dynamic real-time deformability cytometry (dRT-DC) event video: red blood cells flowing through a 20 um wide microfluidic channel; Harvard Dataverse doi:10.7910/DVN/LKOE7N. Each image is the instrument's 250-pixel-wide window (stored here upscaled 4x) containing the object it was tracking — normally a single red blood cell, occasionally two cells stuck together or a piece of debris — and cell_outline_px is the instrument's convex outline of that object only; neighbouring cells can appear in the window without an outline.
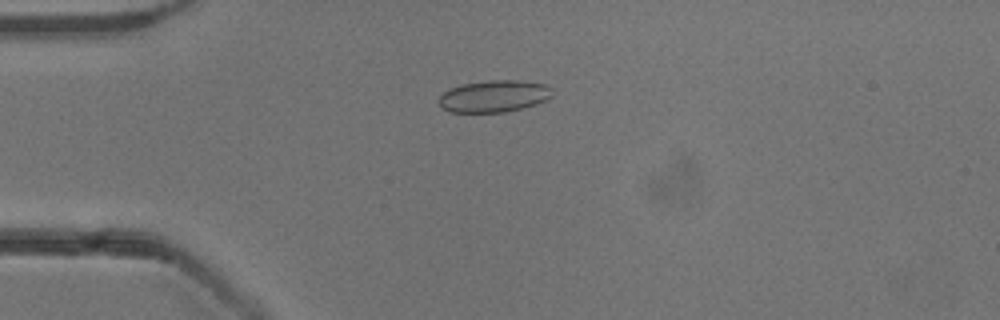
{"species": "common noctule bat (a hibernating species)", "species_latin": "Nyctalus noctula", "temperature_condition": "cold", "stored_images_in_passage": 15, "camera_frame_rate_fps": 3000, "um_per_image_px": 0.085, "animal": {"sex": "male", "body_mass_g": 13.3}, "frame": {"image": 1, "passage_image": 3, "time_ms": 0.667, "image_size_px": [1000, 320], "cell_outline_px": [[552, 96], [548, 100], [524, 108], [504, 112], [448, 112], [436, 100], [448, 88], [460, 84], [488, 80], [520, 80], [548, 84], [552, 88]], "centroid_in_image_um": [42.01, 8.16], "position_along_channel_um": 43.0, "area_um2": 21.5}}
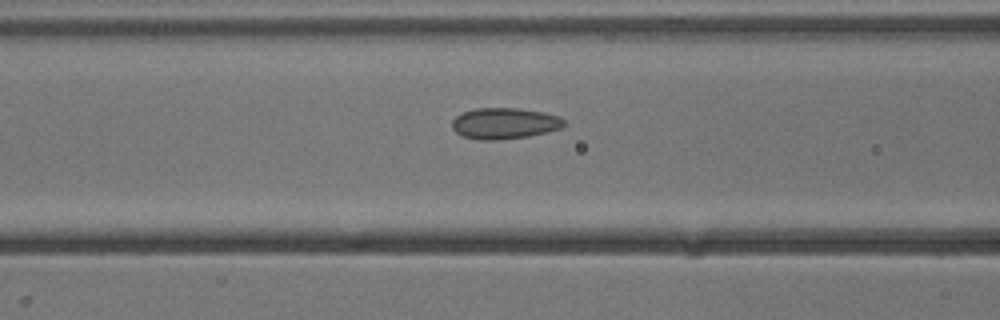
{"frame": {"image": 2, "passage_image": 11, "time_ms": 3.333, "image_size_px": [1000, 320], "cell_outline_px": [[564, 124], [560, 128], [548, 132], [528, 136], [496, 140], [476, 140], [464, 136], [456, 132], [452, 128], [452, 120], [456, 116], [464, 112], [476, 108], [516, 108], [544, 112], [560, 116], [564, 120]], "centroid_in_image_um": [42.88, 10.49], "position_along_channel_um": 123.7, "area_um2": 20.29}}
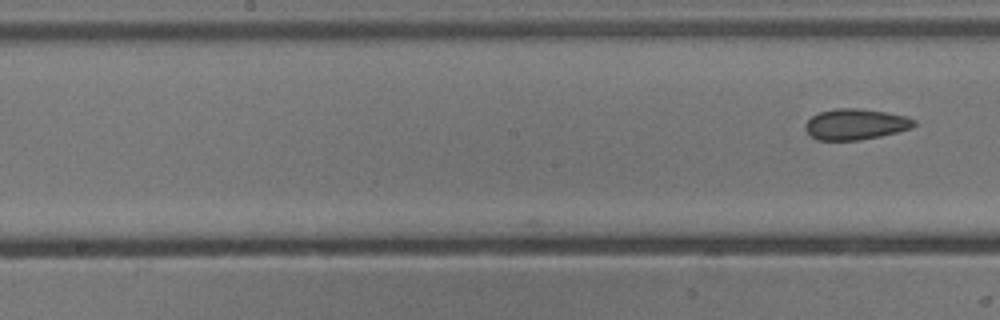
{"frame": {"image": 3, "passage_image": 15, "time_ms": 4.667, "image_size_px": [1000, 320], "cell_outline_px": [[916, 124], [912, 128], [880, 136], [860, 140], [816, 140], [804, 128], [804, 124], [812, 116], [820, 112], [836, 108], [860, 108], [888, 112], [904, 116], [916, 120]], "centroid_in_image_um": [72.72, 10.55], "position_along_channel_um": 175.5, "area_um2": 19.59}}